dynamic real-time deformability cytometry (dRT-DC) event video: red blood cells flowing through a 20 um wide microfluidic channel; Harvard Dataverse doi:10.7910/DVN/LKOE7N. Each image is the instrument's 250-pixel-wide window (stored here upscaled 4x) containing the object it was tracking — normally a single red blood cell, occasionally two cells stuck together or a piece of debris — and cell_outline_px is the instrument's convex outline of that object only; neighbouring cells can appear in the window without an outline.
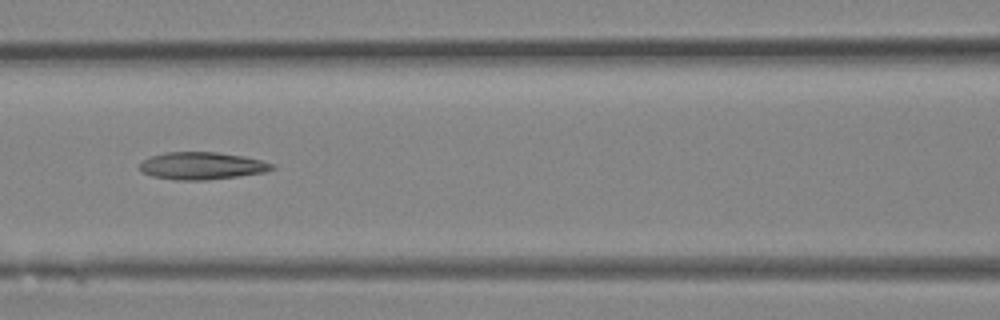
{"species": "Egyptian fruit bat (a non-hibernating species)", "species_latin": "Rousettus aegyptiacus", "temperature_condition": "room temperature", "stored_images_in_passage": 20, "camera_frame_rate_fps": 3000, "um_per_image_px": 0.085, "animal": {"sex": "female"}, "frame": {"image": 1, "passage_image": 15, "time_ms": 4.667, "image_size_px": [1000, 320], "cell_outline_px": [[276, 168], [264, 172], [236, 176], [204, 180], [176, 180], [152, 176], [140, 172], [140, 164], [144, 160], [152, 156], [168, 152], [216, 152], [244, 156], [276, 164]], "centroid_in_image_um": [17.17, 14.09], "position_along_channel_um": 149.4, "area_um2": 20.98}}
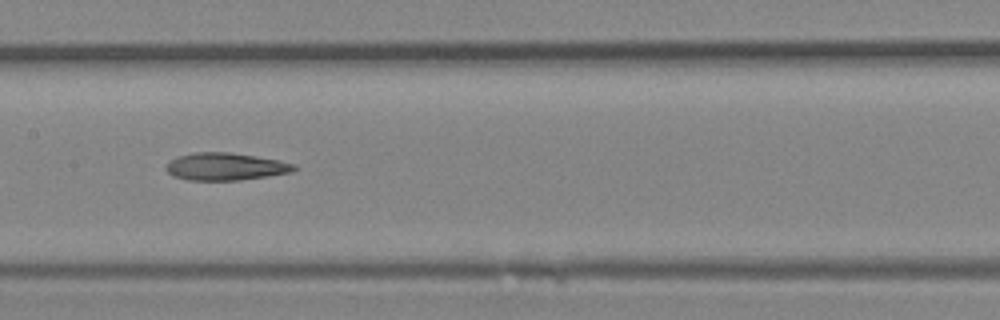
{"frame": {"image": 2, "passage_image": 17, "time_ms": 5.333, "image_size_px": [1000, 320], "cell_outline_px": [[296, 168], [292, 172], [268, 176], [240, 180], [188, 180], [172, 176], [164, 168], [176, 156], [196, 152], [232, 152], [280, 160], [296, 164]], "centroid_in_image_um": [19.18, 14.15], "position_along_channel_um": 188.2, "area_um2": 20.58}}